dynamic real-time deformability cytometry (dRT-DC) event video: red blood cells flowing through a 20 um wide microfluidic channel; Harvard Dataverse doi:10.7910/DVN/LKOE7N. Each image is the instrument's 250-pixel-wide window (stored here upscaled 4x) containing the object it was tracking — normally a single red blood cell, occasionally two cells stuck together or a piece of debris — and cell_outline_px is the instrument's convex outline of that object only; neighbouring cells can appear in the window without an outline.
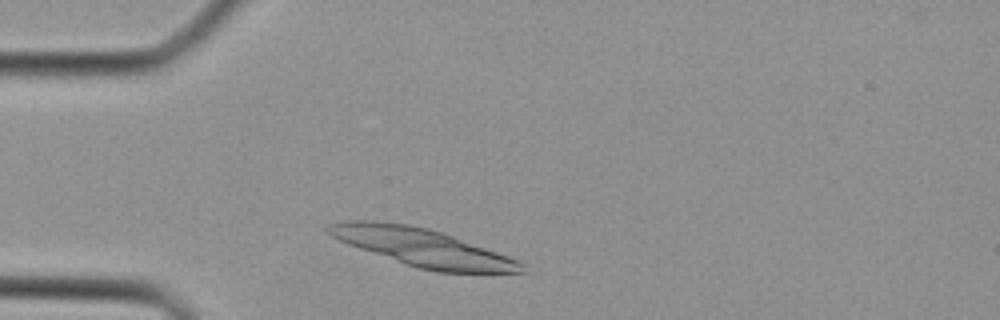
{"species": "Egyptian fruit bat (a non-hibernating species)", "species_latin": "Rousettus aegyptiacus", "temperature_condition": "cold", "stored_images_in_passage": 7, "camera_frame_rate_fps": 3000, "um_per_image_px": 0.085, "animal": {"sex": "female"}, "frame": {"image": 1, "passage_image": 3, "time_ms": 0.667, "image_size_px": [1000, 320], "cell_outline_px": [[528, 272], [440, 272], [420, 268], [348, 244], [332, 236], [324, 228], [328, 224], [348, 220], [372, 220], [408, 224], [428, 228], [452, 236], [520, 260], [524, 264]], "centroid_in_image_um": [35.92, 21.02], "position_along_channel_um": 49.1, "area_um2": 41.73}}